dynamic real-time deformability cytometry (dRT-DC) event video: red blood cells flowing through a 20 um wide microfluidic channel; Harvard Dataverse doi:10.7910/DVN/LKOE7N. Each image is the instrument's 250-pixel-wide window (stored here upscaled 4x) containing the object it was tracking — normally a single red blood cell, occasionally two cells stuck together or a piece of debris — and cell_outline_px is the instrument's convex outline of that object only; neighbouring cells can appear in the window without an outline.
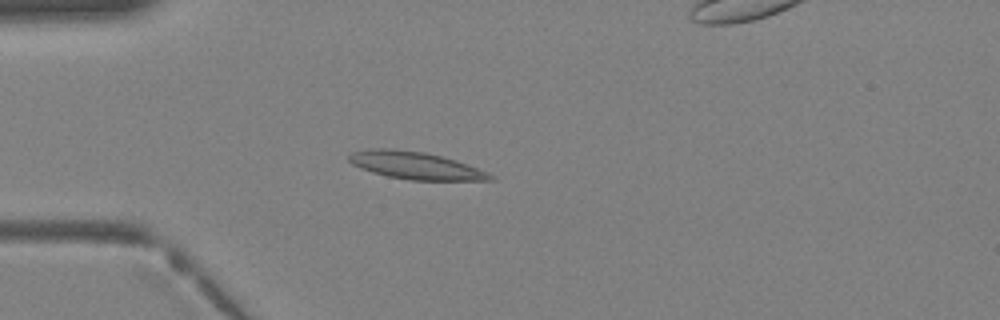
{"species": "Egyptian fruit bat (a non-hibernating species)", "species_latin": "Rousettus aegyptiacus", "temperature_condition": "warm", "stored_images_in_passage": 30, "camera_frame_rate_fps": 3000, "um_per_image_px": 0.085, "animal": {"sex": "female"}, "frame": {"image": 1, "passage_image": 1, "time_ms": 0.0, "image_size_px": [1000, 320], "cell_outline_px": [[484, 176], [472, 180], [420, 180], [392, 176], [376, 172], [364, 168], [356, 164], [352, 160], [364, 152], [412, 152], [436, 156], [452, 160], [472, 168], [480, 172]], "centroid_in_image_um": [35.36, 14.14], "position_along_channel_um": 49.6, "area_um2": 18.44}}
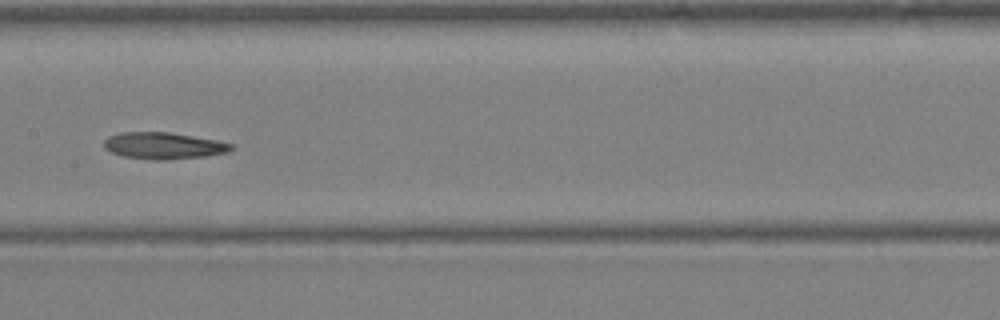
{"frame": {"image": 2, "passage_image": 10, "time_ms": 3.0, "image_size_px": [1000, 320], "cell_outline_px": [[232, 148], [220, 152], [196, 156], [128, 156], [116, 152], [108, 148], [104, 144], [112, 136], [128, 132], [160, 132], [208, 140], [228, 144]], "centroid_in_image_um": [13.81, 12.32], "position_along_channel_um": 193.6, "area_um2": 16.59}}
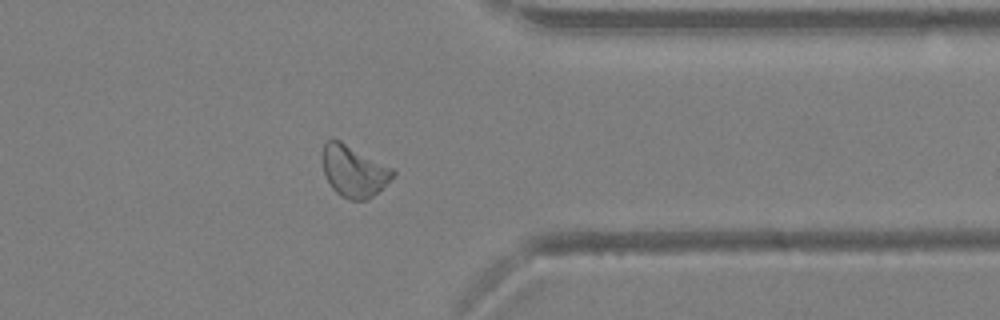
{"frame": {"image": 3, "passage_image": 21, "time_ms": 6.667, "image_size_px": [1000, 320], "cell_outline_px": [[392, 176], [376, 192], [360, 200], [356, 200], [344, 196], [328, 180], [324, 172], [324, 148], [332, 140], [336, 140], [392, 172]], "centroid_in_image_um": [30.0, 14.59], "position_along_channel_um": 381.4, "area_um2": 18.21}}